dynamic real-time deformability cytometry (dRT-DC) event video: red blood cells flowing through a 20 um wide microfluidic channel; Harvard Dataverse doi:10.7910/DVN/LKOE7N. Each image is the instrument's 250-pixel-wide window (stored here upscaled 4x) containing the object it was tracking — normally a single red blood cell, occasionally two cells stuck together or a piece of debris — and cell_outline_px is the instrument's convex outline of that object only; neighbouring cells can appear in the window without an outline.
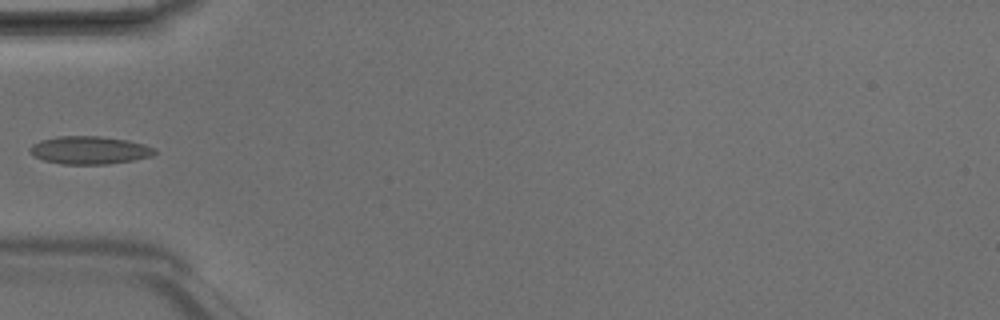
{"species": "Egyptian fruit bat (a non-hibernating species)", "species_latin": "Rousettus aegyptiacus", "temperature_condition": "room temperature", "stored_images_in_passage": 6, "camera_frame_rate_fps": 3000, "um_per_image_px": 0.085, "animal": {"sex": "male"}, "frame": {"image": 1, "passage_image": 5, "time_ms": 1.333, "image_size_px": [1000, 320], "cell_outline_px": [[156, 152], [152, 156], [132, 160], [108, 164], [64, 164], [44, 160], [28, 152], [28, 148], [32, 144], [40, 140], [56, 136], [100, 136], [128, 140], [144, 144], [156, 148]], "centroid_in_image_um": [7.6, 12.75], "position_along_channel_um": 77.4, "area_um2": 20.35}}